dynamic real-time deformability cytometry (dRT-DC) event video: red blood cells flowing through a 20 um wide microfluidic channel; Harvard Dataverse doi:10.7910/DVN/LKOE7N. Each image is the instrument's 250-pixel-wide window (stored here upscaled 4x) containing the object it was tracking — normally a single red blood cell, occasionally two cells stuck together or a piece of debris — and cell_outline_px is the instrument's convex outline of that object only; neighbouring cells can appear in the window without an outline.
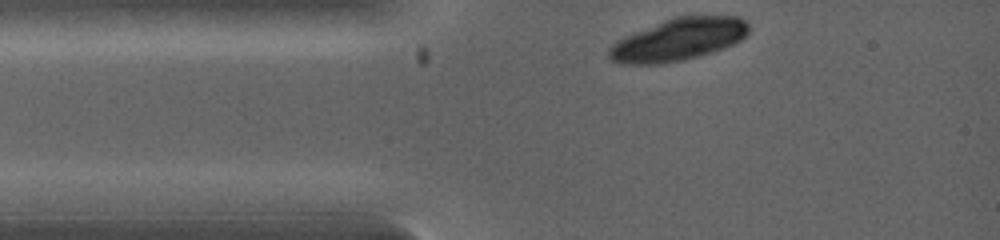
{"species": "common noctule bat (a hibernating species)", "species_latin": "Nyctalus noctula", "temperature_condition": "warm", "stored_images_in_passage": 3, "camera_frame_rate_fps": 5000, "um_per_image_px": 0.085, "animal": {"sex": "female", "body_mass_g": 19.0, "forearm_length_mm": 53.3}, "frame": {"image": 1, "passage_image": 1, "time_ms": 0.0, "image_size_px": [1000, 240], "cell_outline_px": [[748, 32], [740, 40], [732, 44], [696, 56], [680, 60], [660, 64], [620, 64], [612, 60], [608, 56], [608, 52], [612, 44], [616, 40], [632, 32], [664, 20], [676, 16], [736, 16], [744, 20], [748, 24]], "centroid_in_image_um": [57.6, 3.35], "position_along_channel_um": 27.4, "area_um2": 33.99}}